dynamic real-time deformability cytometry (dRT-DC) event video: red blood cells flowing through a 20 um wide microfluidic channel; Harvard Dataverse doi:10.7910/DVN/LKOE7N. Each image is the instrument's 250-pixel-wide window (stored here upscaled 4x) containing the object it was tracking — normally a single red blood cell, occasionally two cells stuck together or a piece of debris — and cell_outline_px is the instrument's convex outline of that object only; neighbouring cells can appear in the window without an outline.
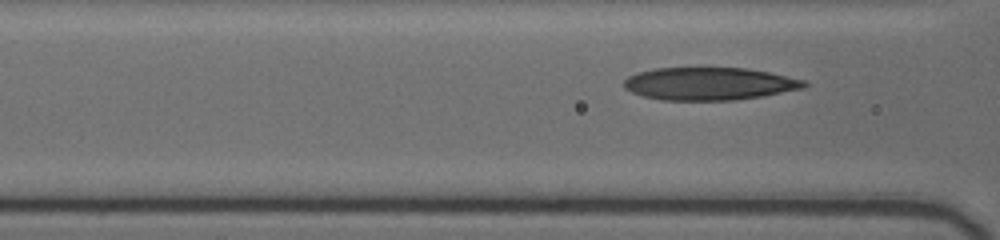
{"species": "human", "species_latin": "Homo sapiens", "temperature_condition": "cold", "stored_images_in_passage": 5, "segment_of_instrument_passage": [2, 2], "camera_frame_rate_fps": 3000, "um_per_image_px": 0.085, "donor": {"sex": "female"}, "frame": {"image": 1, "passage_image": 5, "time_ms": 3.333, "image_size_px": [1000, 240], "cell_outline_px": [[808, 84], [804, 88], [764, 96], [736, 100], [664, 100], [644, 96], [632, 92], [624, 88], [624, 80], [628, 76], [636, 72], [656, 68], [748, 68], [768, 72], [804, 80]], "centroid_in_image_um": [60.29, 7.12], "position_along_channel_um": 106.3, "area_um2": 34.33}}